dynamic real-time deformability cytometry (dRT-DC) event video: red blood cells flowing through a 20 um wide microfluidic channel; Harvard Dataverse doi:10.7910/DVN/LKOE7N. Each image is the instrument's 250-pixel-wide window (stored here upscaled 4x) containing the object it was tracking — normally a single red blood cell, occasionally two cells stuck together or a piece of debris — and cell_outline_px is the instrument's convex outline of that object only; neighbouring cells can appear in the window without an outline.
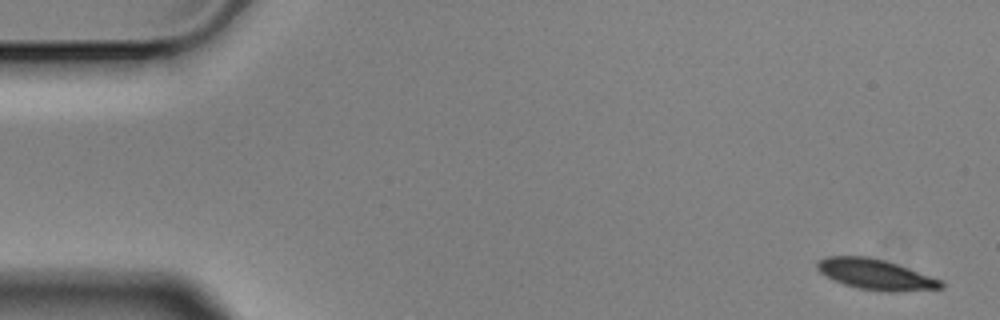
{"species": "Egyptian fruit bat (a non-hibernating species)", "species_latin": "Rousettus aegyptiacus", "temperature_condition": "cold", "stored_images_in_passage": 6, "segment_of_instrument_passage": [1, 2], "camera_frame_rate_fps": 3000, "um_per_image_px": 0.085, "animal": {"sex": "male"}, "frame": {"image": 1, "passage_image": 1, "time_ms": 0.0, "image_size_px": [1000, 320], "cell_outline_px": [[944, 288], [892, 292], [888, 292], [860, 288], [844, 284], [820, 272], [816, 268], [816, 264], [820, 260], [828, 256], [868, 256], [884, 260], [908, 268], [940, 280], [944, 284]], "centroid_in_image_um": [74.43, 23.32], "position_along_channel_um": 10.6, "area_um2": 21.56}}